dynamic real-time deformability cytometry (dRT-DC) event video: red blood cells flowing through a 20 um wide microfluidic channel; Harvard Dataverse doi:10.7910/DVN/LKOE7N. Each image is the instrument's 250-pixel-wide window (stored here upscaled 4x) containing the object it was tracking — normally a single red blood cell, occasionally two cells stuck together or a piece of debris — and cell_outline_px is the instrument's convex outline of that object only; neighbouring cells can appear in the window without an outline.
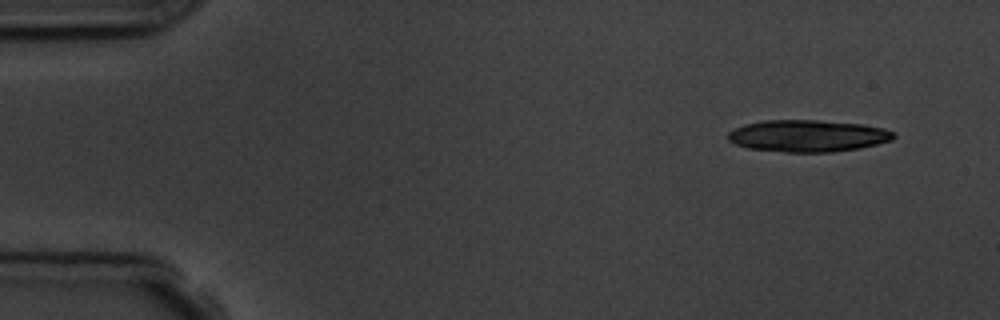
{"species": "common noctule bat (a hibernating species)", "species_latin": "Nyctalus noctula", "temperature_condition": "room temperature", "stored_images_in_passage": 8, "camera_frame_rate_fps": 3000, "um_per_image_px": 0.085, "animal": {"sex": "male", "body_mass_g": 19.5, "forearm_length_mm": 54.6}, "frame": {"image": 1, "passage_image": 1, "time_ms": 0.0, "image_size_px": [1000, 320], "cell_outline_px": [[896, 136], [892, 140], [860, 148], [832, 152], [784, 152], [748, 148], [736, 144], [728, 140], [728, 132], [744, 124], [764, 120], [816, 120], [864, 124], [884, 128], [896, 132]], "centroid_in_image_um": [68.69, 11.54], "position_along_channel_um": 16.3, "area_um2": 30.92}}
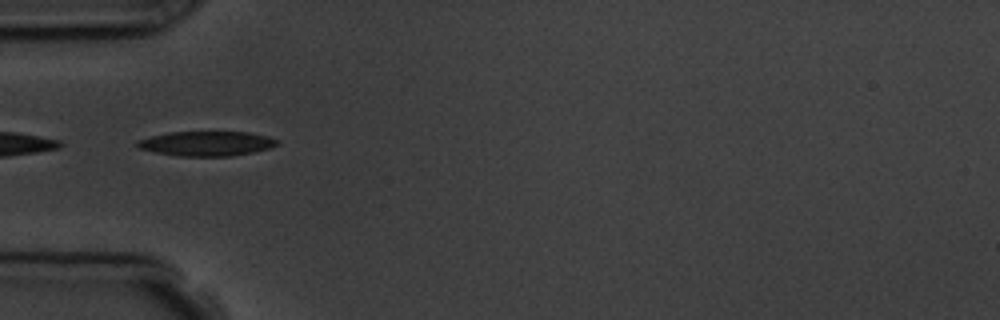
{"frame": {"image": 2, "passage_image": 5, "time_ms": 4.333, "image_size_px": [1000, 320], "cell_outline_px": [[280, 144], [272, 148], [232, 156], [176, 156], [156, 152], [140, 148], [136, 144], [136, 140], [168, 132], [248, 132], [268, 136], [276, 140]], "centroid_in_image_um": [17.58, 12.2], "position_along_channel_um": 67.4, "area_um2": 20.11}}